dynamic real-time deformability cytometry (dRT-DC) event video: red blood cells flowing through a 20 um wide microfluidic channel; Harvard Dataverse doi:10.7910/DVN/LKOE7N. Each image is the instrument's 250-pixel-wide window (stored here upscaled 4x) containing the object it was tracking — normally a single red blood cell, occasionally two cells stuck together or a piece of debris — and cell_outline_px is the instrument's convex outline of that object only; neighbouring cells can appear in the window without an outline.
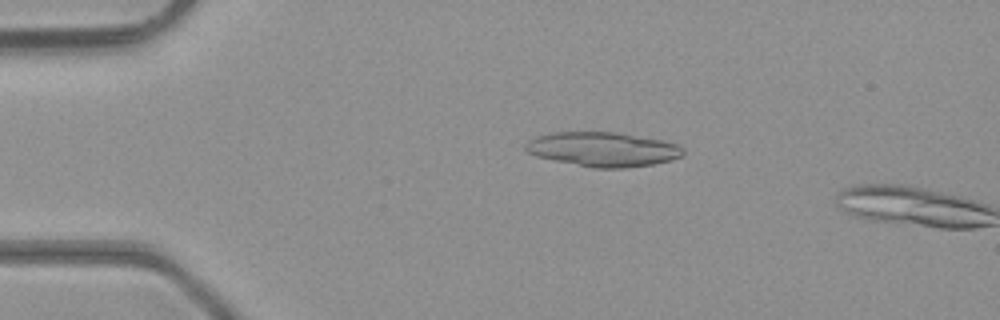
{"species": "common noctule bat (a hibernating species)", "species_latin": "Nyctalus noctula", "temperature_condition": "room temperature", "stored_images_in_passage": 12, "camera_frame_rate_fps": 3000, "um_per_image_px": 0.085, "animal": {"sex": "male", "body_mass_g": 23.1, "forearm_length_mm": 52.7}, "frame": {"image": 1, "passage_image": 10, "time_ms": 3.0, "image_size_px": [1000, 320], "cell_outline_px": [[684, 152], [680, 156], [672, 160], [652, 164], [628, 168], [592, 168], [536, 156], [528, 152], [524, 148], [524, 144], [528, 140], [536, 136], [552, 132], [616, 132], [660, 140], [676, 144], [684, 148]], "centroid_in_image_um": [51.22, 12.69], "position_along_channel_um": 33.8, "area_um2": 31.56}}